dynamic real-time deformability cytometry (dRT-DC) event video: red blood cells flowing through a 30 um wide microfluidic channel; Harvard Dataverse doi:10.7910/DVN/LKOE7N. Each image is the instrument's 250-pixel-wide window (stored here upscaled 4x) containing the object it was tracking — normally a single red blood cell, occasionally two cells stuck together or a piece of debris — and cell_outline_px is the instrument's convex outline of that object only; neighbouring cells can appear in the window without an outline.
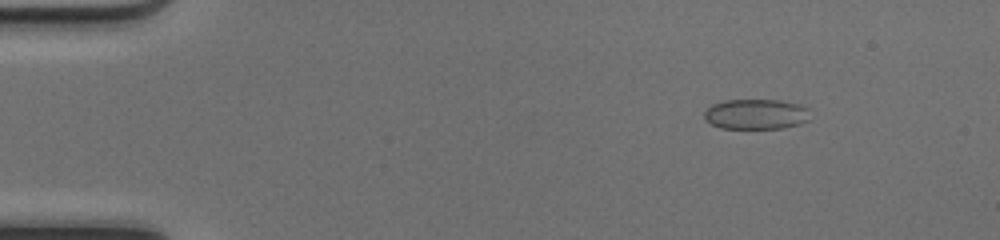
{"species": "common noctule bat (a hibernating species)", "species_latin": "Nyctalus noctula", "temperature_condition": "cold", "stored_images_in_passage": 50, "camera_frame_rate_fps": 3000, "um_per_image_px": 0.085, "animal": {"sex": "female", "body_mass_g": 17.0, "forearm_length_mm": 48.0}, "frame": {"image": 1, "passage_image": 7, "time_ms": 2.0, "image_size_px": [1000, 240], "cell_outline_px": [[808, 120], [800, 124], [780, 128], [720, 128], [712, 124], [704, 116], [704, 112], [712, 104], [724, 100], [780, 100], [800, 104], [808, 108]], "centroid_in_image_um": [64.27, 9.69], "position_along_channel_um": 20.7, "area_um2": 18.55}}
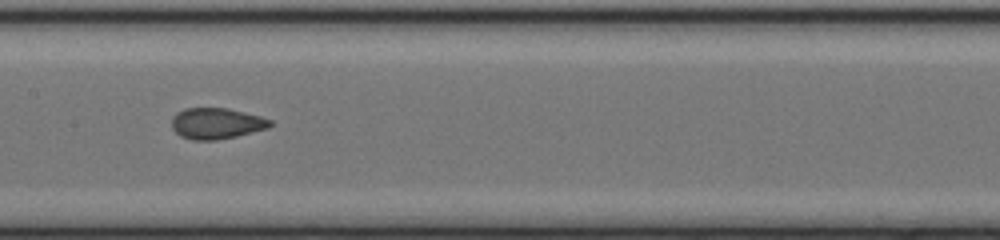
{"frame": {"image": 2, "passage_image": 26, "time_ms": 8.333, "image_size_px": [1000, 240], "cell_outline_px": [[272, 124], [268, 128], [236, 136], [216, 140], [192, 140], [180, 136], [172, 128], [172, 116], [176, 112], [184, 108], [228, 108], [260, 116], [272, 120]], "centroid_in_image_um": [18.37, 10.48], "position_along_channel_um": 189.0, "area_um2": 17.86}}
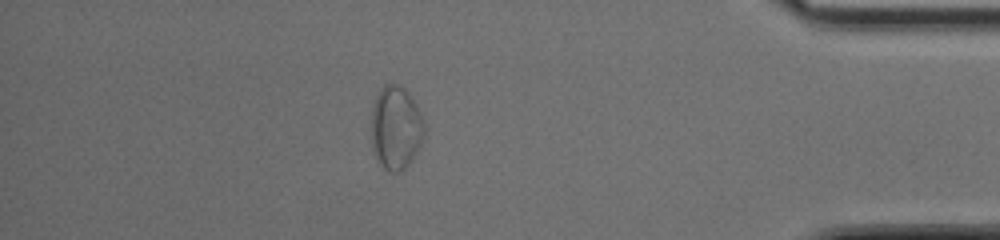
{"frame": {"image": 3, "passage_image": 44, "time_ms": 14.333, "image_size_px": [1000, 240], "cell_outline_px": [[424, 136], [412, 160], [400, 172], [392, 172], [384, 168], [376, 160], [372, 148], [372, 108], [376, 96], [380, 88], [384, 84], [392, 80], [404, 88], [408, 92], [416, 104], [420, 112], [424, 124]], "centroid_in_image_um": [33.63, 10.82], "position_along_channel_um": 401.6, "area_um2": 26.01}}